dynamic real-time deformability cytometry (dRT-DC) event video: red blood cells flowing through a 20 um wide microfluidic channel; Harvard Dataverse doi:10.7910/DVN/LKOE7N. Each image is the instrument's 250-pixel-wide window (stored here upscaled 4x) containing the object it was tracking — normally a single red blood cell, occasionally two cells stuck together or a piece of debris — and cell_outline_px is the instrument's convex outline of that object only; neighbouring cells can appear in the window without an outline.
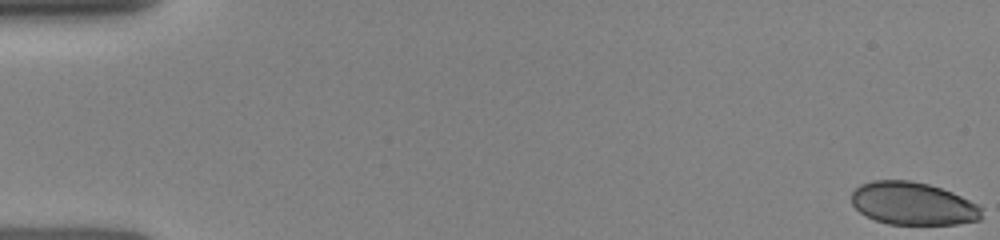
{"species": "human", "species_latin": "Homo sapiens", "temperature_condition": "room temperature", "stored_images_in_passage": 34, "camera_frame_rate_fps": 3000, "um_per_image_px": 0.085, "donor": {"sex": "female"}, "frame": {"image": 1, "passage_image": 1, "time_ms": 0.0, "image_size_px": [1000, 240], "cell_outline_px": [[980, 220], [956, 224], [888, 224], [876, 220], [860, 212], [852, 204], [852, 192], [860, 184], [872, 180], [912, 180], [928, 184], [952, 192], [976, 204], [980, 208]], "centroid_in_image_um": [77.56, 17.3], "position_along_channel_um": 7.4, "area_um2": 32.19}}
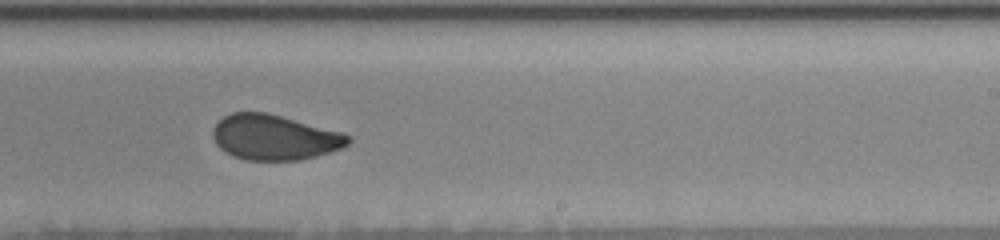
{"frame": {"image": 2, "passage_image": 22, "time_ms": 10.0, "image_size_px": [1000, 240], "cell_outline_px": [[352, 140], [348, 144], [340, 148], [316, 156], [300, 160], [244, 160], [232, 156], [224, 152], [216, 144], [212, 136], [212, 128], [224, 116], [232, 112], [264, 112], [344, 132], [352, 136]], "centroid_in_image_um": [23.32, 11.68], "position_along_channel_um": 265.7, "area_um2": 35.78}}
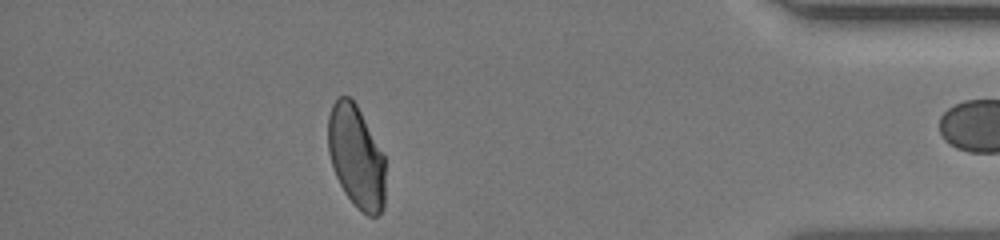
{"frame": {"image": 3, "passage_image": 33, "time_ms": 14.333, "image_size_px": [1000, 240], "cell_outline_px": [[384, 208], [376, 216], [368, 216], [356, 208], [344, 192], [336, 176], [328, 152], [328, 116], [332, 104], [340, 96], [348, 96], [356, 104], [384, 156]], "centroid_in_image_um": [30.26, 13.35], "position_along_channel_um": 404.9, "area_um2": 33.99}}